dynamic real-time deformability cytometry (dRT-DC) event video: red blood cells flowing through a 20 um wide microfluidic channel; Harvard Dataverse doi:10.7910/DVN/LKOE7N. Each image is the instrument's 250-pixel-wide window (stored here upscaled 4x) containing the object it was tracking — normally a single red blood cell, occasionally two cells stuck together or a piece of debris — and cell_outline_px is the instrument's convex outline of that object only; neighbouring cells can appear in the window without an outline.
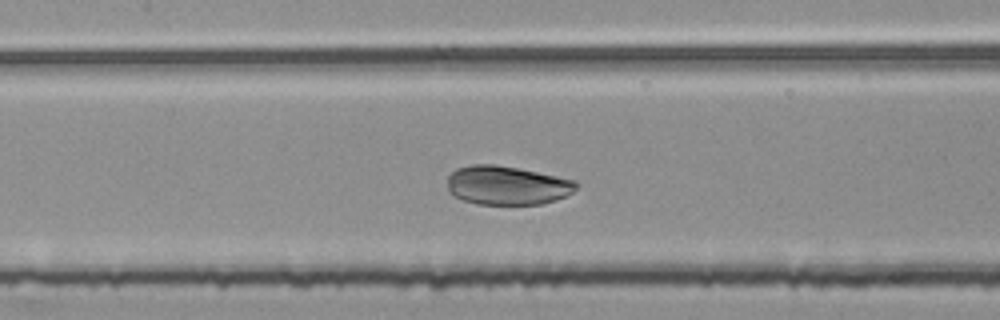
{"species": "common noctule bat (a hibernating species)", "species_latin": "Nyctalus noctula", "temperature_condition": "room temperature", "stored_images_in_passage": 37, "camera_frame_rate_fps": 3000, "um_per_image_px": 0.085, "animal": {"sex": "female", "body_mass_g": 25.1}, "frame": {"image": 1, "passage_image": 13, "time_ms": 4.0, "image_size_px": [1000, 320], "cell_outline_px": [[576, 188], [572, 192], [556, 200], [540, 204], [476, 204], [464, 200], [448, 192], [448, 176], [456, 168], [472, 164], [496, 164], [576, 180]], "centroid_in_image_um": [43.06, 15.75], "position_along_channel_um": 164.3, "area_um2": 29.02}}
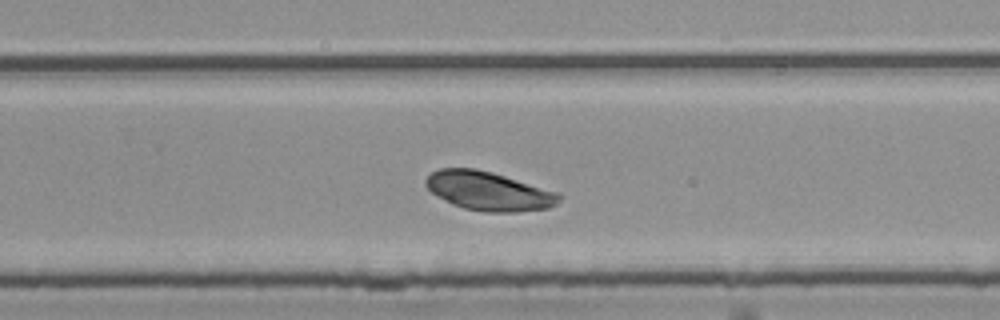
{"frame": {"image": 2, "passage_image": 23, "time_ms": 7.333, "image_size_px": [1000, 320], "cell_outline_px": [[560, 200], [556, 204], [548, 208], [516, 212], [484, 212], [464, 208], [452, 204], [436, 196], [424, 184], [424, 180], [432, 172], [440, 168], [476, 168], [492, 172], [560, 192]], "centroid_in_image_um": [41.54, 16.24], "position_along_channel_um": 288.3, "area_um2": 30.35}}
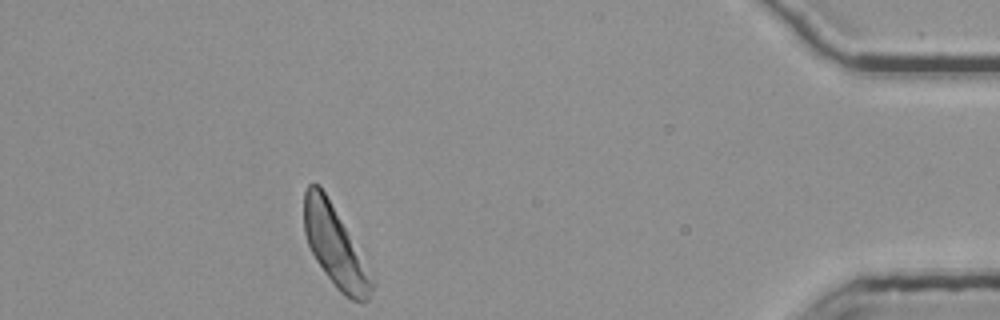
{"frame": {"image": 3, "passage_image": 37, "time_ms": 12.0, "image_size_px": [1000, 320], "cell_outline_px": [[372, 292], [368, 300], [364, 304], [360, 304], [352, 300], [340, 292], [336, 288], [324, 272], [316, 260], [308, 244], [304, 232], [304, 192], [308, 184], [320, 184], [344, 228], [372, 280]], "centroid_in_image_um": [28.41, 20.98], "position_along_channel_um": 406.8, "area_um2": 30.17}}